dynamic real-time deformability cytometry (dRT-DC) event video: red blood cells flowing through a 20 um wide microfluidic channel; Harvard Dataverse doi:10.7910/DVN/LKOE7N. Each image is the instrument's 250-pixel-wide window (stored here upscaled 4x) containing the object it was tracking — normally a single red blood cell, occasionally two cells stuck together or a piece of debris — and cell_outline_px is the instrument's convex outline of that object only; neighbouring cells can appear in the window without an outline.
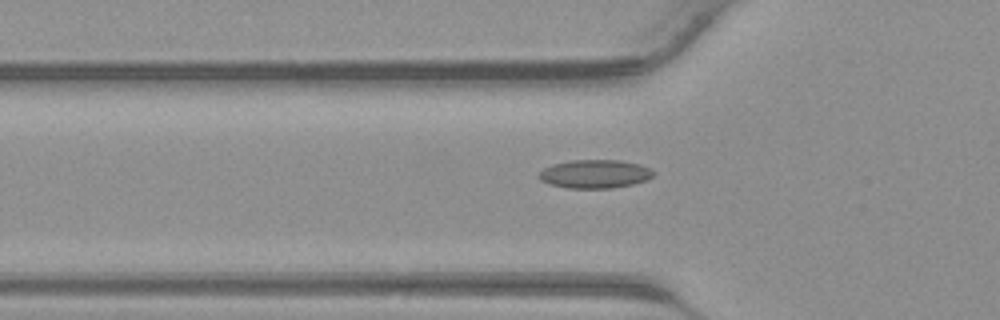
{"species": "common noctule bat (a hibernating species)", "species_latin": "Nyctalus noctula", "temperature_condition": "warm", "stored_images_in_passage": 30, "camera_frame_rate_fps": 3000, "um_per_image_px": 0.085, "animal": {"sex": "male", "body_mass_g": 23.1, "forearm_length_mm": 52.7}, "frame": {"image": 1, "passage_image": 7, "time_ms": 2.0, "image_size_px": [1000, 320], "cell_outline_px": [[656, 172], [648, 180], [632, 184], [612, 188], [568, 188], [548, 184], [540, 180], [536, 176], [544, 168], [552, 164], [572, 160], [620, 160], [640, 164]], "centroid_in_image_um": [50.55, 14.78], "position_along_channel_um": 75.3, "area_um2": 19.13}}
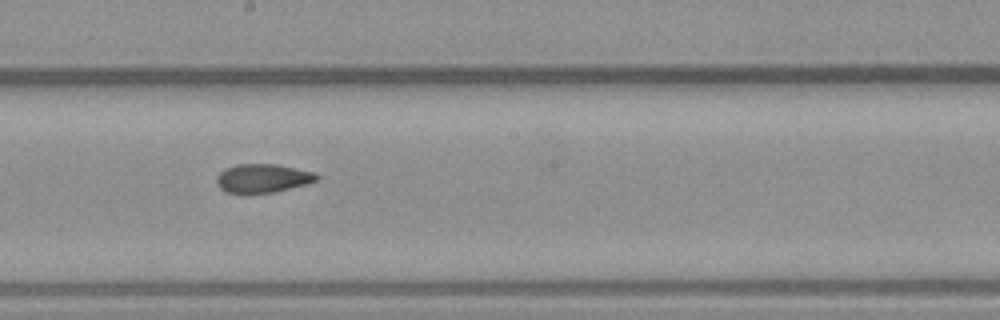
{"frame": {"image": 2, "passage_image": 16, "time_ms": 5.0, "image_size_px": [1000, 320], "cell_outline_px": [[320, 176], [316, 180], [308, 184], [272, 192], [224, 192], [216, 184], [216, 176], [224, 168], [236, 164], [276, 164], [316, 172]], "centroid_in_image_um": [22.33, 15.13], "position_along_channel_um": 225.9, "area_um2": 16.7}}
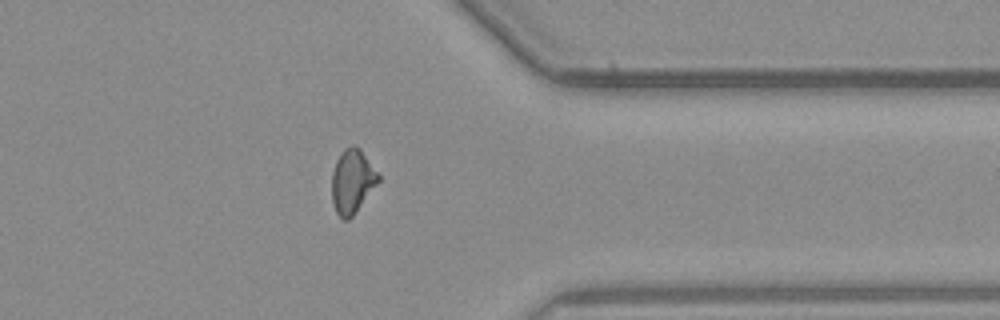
{"frame": {"image": 3, "passage_image": 26, "time_ms": 8.333, "image_size_px": [1000, 320], "cell_outline_px": [[380, 180], [352, 216], [348, 220], [344, 220], [336, 212], [332, 200], [332, 172], [336, 160], [340, 152], [344, 148], [352, 144], [356, 144], [360, 148], [380, 176]], "centroid_in_image_um": [29.93, 15.37], "position_along_channel_um": 381.5, "area_um2": 17.28}}